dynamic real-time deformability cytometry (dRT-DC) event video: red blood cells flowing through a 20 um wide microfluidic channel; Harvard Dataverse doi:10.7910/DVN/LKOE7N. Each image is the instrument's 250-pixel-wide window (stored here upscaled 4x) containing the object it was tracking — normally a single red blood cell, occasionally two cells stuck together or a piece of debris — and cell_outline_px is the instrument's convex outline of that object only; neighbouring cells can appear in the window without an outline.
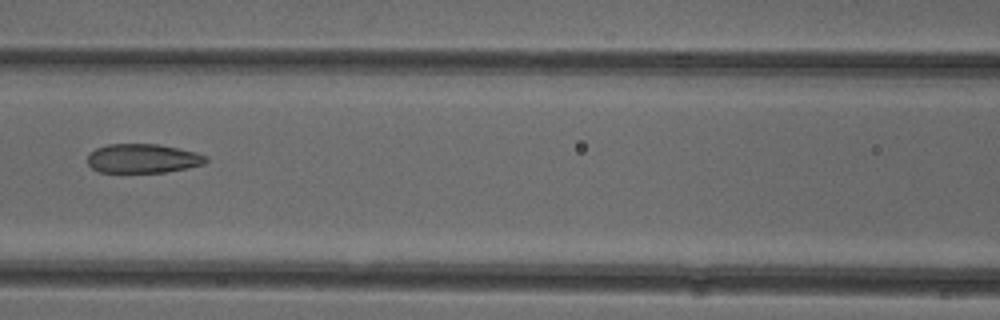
{"species": "common noctule bat (a hibernating species)", "species_latin": "Nyctalus noctula", "temperature_condition": "cold", "stored_images_in_passage": 6, "camera_frame_rate_fps": 3000, "um_per_image_px": 0.085, "animal": {"sex": "female"}, "frame": {"image": 1, "passage_image": 6, "time_ms": 6.333, "image_size_px": [1000, 320], "cell_outline_px": [[208, 160], [204, 164], [188, 168], [164, 172], [100, 172], [92, 168], [88, 164], [88, 156], [96, 148], [108, 144], [160, 144], [196, 152], [208, 156]], "centroid_in_image_um": [12.18, 13.47], "position_along_channel_um": 154.4, "area_um2": 20.11}}